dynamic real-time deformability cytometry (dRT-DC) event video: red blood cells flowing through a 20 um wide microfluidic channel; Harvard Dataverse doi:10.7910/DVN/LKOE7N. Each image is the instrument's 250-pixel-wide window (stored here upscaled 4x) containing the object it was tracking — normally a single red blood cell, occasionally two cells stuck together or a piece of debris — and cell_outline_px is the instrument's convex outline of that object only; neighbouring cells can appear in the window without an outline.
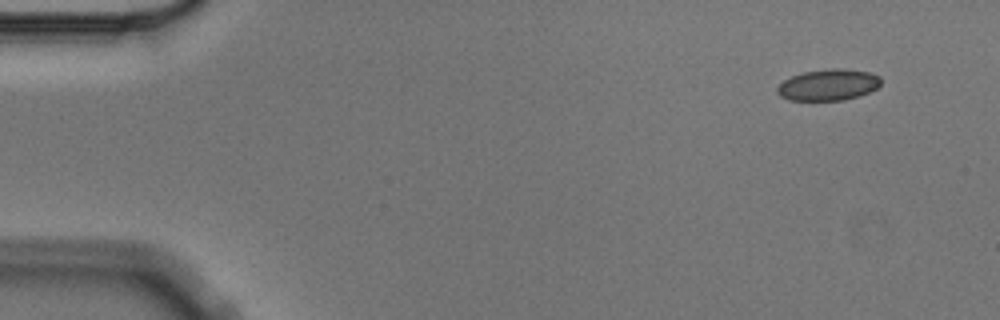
{"species": "Egyptian fruit bat (a non-hibernating species)", "species_latin": "Rousettus aegyptiacus", "temperature_condition": "cold", "stored_images_in_passage": 10, "camera_frame_rate_fps": 3000, "um_per_image_px": 0.085, "animal": {"sex": "male"}, "frame": {"image": 1, "passage_image": 1, "time_ms": 0.0, "image_size_px": [1000, 320], "cell_outline_px": [[880, 84], [876, 88], [860, 96], [844, 100], [788, 100], [780, 96], [776, 92], [776, 88], [784, 80], [792, 76], [804, 72], [832, 68], [844, 68], [872, 72], [880, 76]], "centroid_in_image_um": [70.42, 7.21], "position_along_channel_um": 14.6, "area_um2": 19.02}}
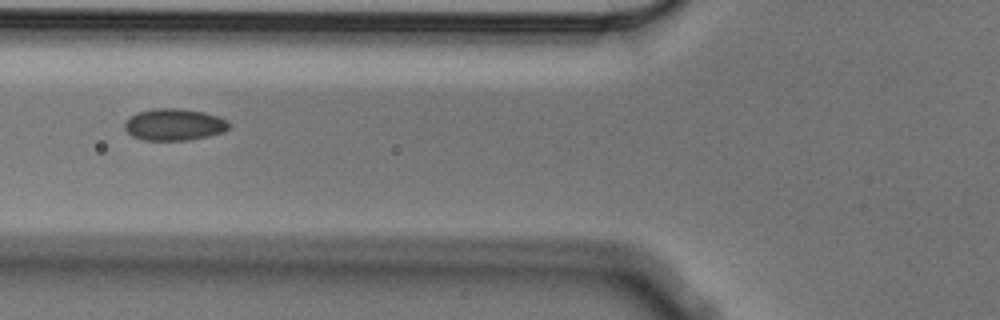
{"frame": {"image": 2, "passage_image": 6, "time_ms": 1.667, "image_size_px": [1000, 320], "cell_outline_px": [[232, 124], [224, 132], [208, 136], [188, 140], [140, 140], [132, 136], [124, 128], [124, 120], [140, 112], [156, 108], [180, 108], [204, 112], [220, 116], [228, 120]], "centroid_in_image_um": [14.84, 10.59], "position_along_channel_um": 111.0, "area_um2": 19.54}}
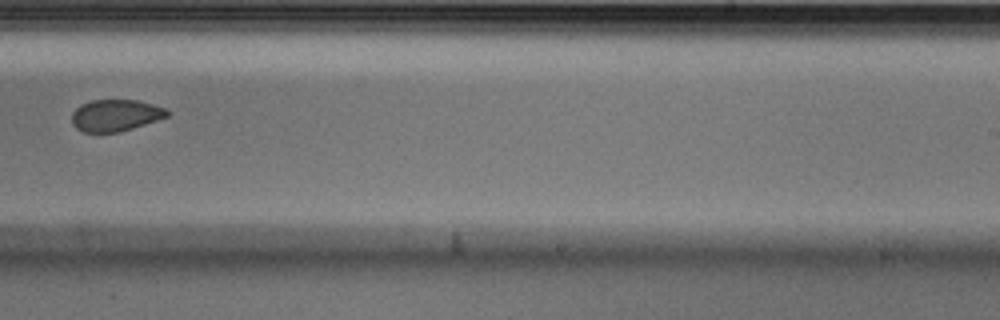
{"frame": {"image": 3, "passage_image": 10, "time_ms": 3.0, "image_size_px": [1000, 320], "cell_outline_px": [[168, 116], [120, 132], [84, 132], [76, 128], [72, 124], [72, 112], [80, 104], [92, 100], [136, 100], [168, 108]], "centroid_in_image_um": [9.8, 9.8], "position_along_channel_um": 279.2, "area_um2": 17.57}}